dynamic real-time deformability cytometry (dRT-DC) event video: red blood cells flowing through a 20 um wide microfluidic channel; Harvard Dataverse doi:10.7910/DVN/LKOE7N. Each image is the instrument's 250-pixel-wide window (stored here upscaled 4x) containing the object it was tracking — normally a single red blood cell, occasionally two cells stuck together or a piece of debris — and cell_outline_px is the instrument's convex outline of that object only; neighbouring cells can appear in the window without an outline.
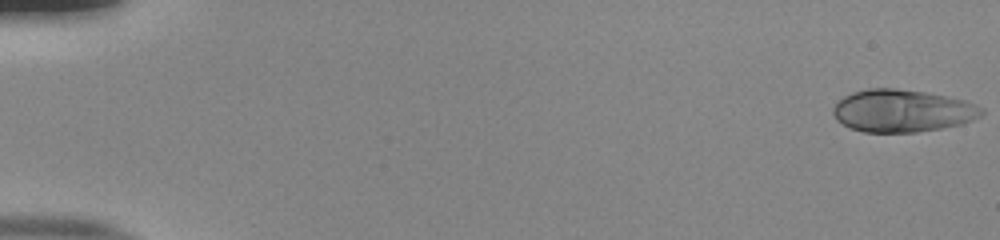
{"species": "human", "species_latin": "Homo sapiens", "temperature_condition": "room temperature", "stored_images_in_passage": 53, "camera_frame_rate_fps": 3000, "um_per_image_px": 0.085, "donor": {"sex": "male"}, "frame": {"image": 1, "passage_image": 1, "time_ms": 0.0, "image_size_px": [1000, 240], "cell_outline_px": [[984, 112], [980, 116], [972, 120], [960, 124], [940, 128], [916, 132], [864, 132], [852, 128], [836, 120], [832, 112], [832, 108], [844, 96], [852, 92], [868, 88], [896, 88], [924, 92], [964, 100], [976, 104], [984, 108]], "centroid_in_image_um": [76.69, 9.41], "position_along_channel_um": 8.3, "area_um2": 36.59}}
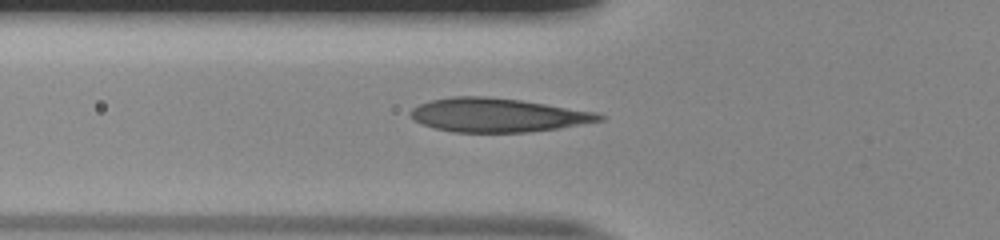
{"frame": {"image": 2, "passage_image": 20, "time_ms": 6.333, "image_size_px": [1000, 240], "cell_outline_px": [[604, 120], [560, 128], [528, 132], [452, 132], [436, 128], [424, 124], [416, 120], [408, 112], [412, 108], [420, 104], [432, 100], [452, 96], [488, 96], [520, 100], [596, 112], [604, 116]], "centroid_in_image_um": [42.31, 9.78], "position_along_channel_um": 83.5, "area_um2": 36.93}}
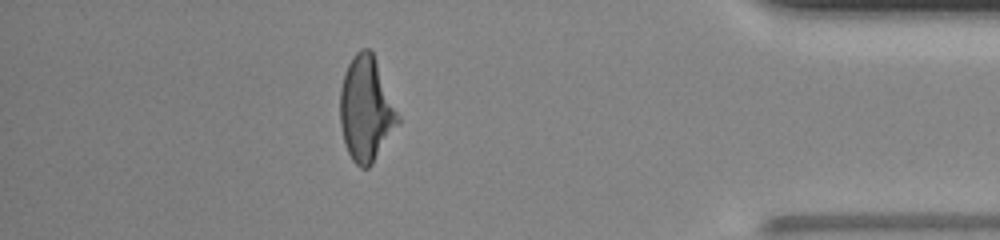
{"frame": {"image": 3, "passage_image": 47, "time_ms": 15.333, "image_size_px": [1000, 240], "cell_outline_px": [[400, 124], [372, 164], [368, 168], [360, 168], [352, 160], [344, 144], [340, 124], [340, 88], [344, 72], [352, 56], [356, 52], [364, 48], [368, 48], [372, 52], [400, 116]], "centroid_in_image_um": [31.11, 9.31], "position_along_channel_um": 404.1, "area_um2": 35.49}, "authors_computed_cell_mechanics": {"area_um2": 35.7204, "velocity_mm_per_s": 3.9376, "shape_relaxation_time_tau1_ms": 5.4148, "shape_relaxation_time_tau2_ms": 0.766, "deformation_change_tau1": 0.2016, "deformation_change_tau2": 0.0621}}